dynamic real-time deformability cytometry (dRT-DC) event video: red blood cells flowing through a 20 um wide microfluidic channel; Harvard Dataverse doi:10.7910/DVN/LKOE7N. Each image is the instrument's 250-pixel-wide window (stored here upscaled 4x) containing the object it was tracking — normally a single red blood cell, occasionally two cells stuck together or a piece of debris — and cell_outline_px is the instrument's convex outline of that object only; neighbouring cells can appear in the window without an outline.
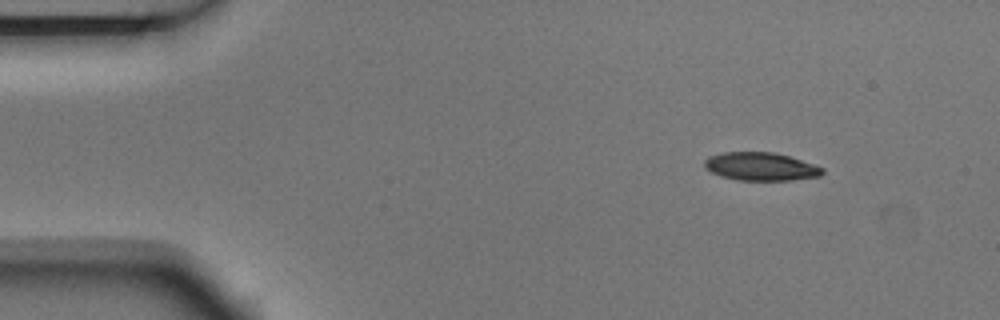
{"species": "Egyptian fruit bat (a non-hibernating species)", "species_latin": "Rousettus aegyptiacus", "temperature_condition": "room temperature", "stored_images_in_passage": 3, "camera_frame_rate_fps": 3000, "um_per_image_px": 0.085, "animal": {"sex": "male"}, "frame": {"image": 1, "passage_image": 1, "time_ms": 0.0, "image_size_px": [1000, 320], "cell_outline_px": [[824, 172], [820, 176], [788, 180], [740, 180], [720, 176], [704, 168], [704, 160], [708, 156], [724, 152], [776, 152], [824, 168]], "centroid_in_image_um": [64.63, 14.15], "position_along_channel_um": 20.4, "area_um2": 19.25}}
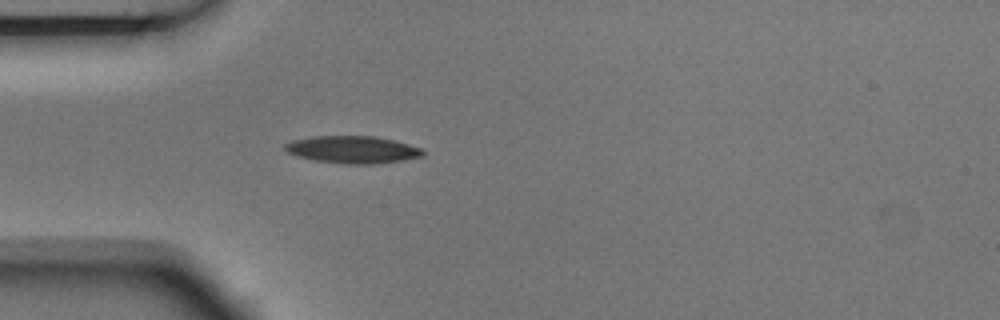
{"frame": {"image": 2, "passage_image": 3, "time_ms": 0.667, "image_size_px": [1000, 320], "cell_outline_px": [[424, 156], [404, 160], [372, 164], [348, 164], [316, 160], [296, 156], [288, 152], [284, 148], [284, 144], [292, 140], [312, 136], [372, 136], [392, 140], [424, 148]], "centroid_in_image_um": [29.98, 12.71], "position_along_channel_um": 55.0, "area_um2": 21.91}}